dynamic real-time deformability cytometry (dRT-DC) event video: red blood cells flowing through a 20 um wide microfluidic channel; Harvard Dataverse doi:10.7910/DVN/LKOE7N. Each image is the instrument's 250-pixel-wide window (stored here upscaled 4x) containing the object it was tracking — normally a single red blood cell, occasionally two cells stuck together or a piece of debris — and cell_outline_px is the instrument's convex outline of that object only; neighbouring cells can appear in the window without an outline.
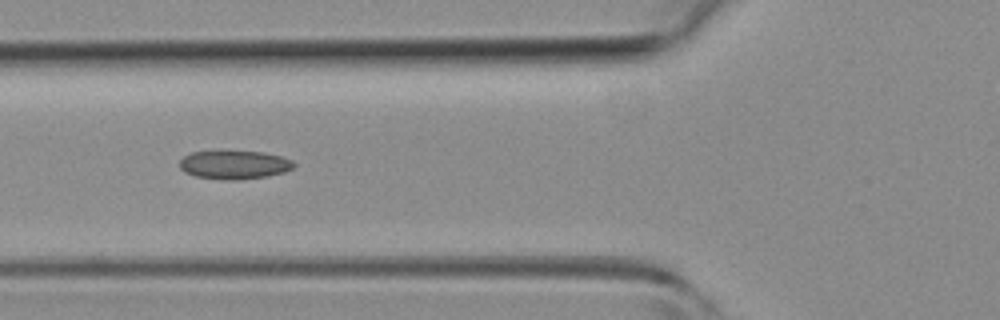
{"species": "common noctule bat (a hibernating species)", "species_latin": "Nyctalus noctula", "temperature_condition": "room temperature", "stored_images_in_passage": 5, "camera_frame_rate_fps": 3000, "um_per_image_px": 0.085, "animal": {"sex": "female", "body_mass_g": 19.3, "forearm_length_mm": 54.1}, "frame": {"image": 1, "passage_image": 4, "time_ms": 4.667, "image_size_px": [1000, 320], "cell_outline_px": [[296, 164], [292, 168], [284, 172], [268, 176], [236, 180], [228, 180], [196, 176], [184, 172], [180, 168], [180, 160], [184, 156], [192, 152], [264, 152], [280, 156], [292, 160]], "centroid_in_image_um": [19.93, 14.01], "position_along_channel_um": 105.9, "area_um2": 18.73}}
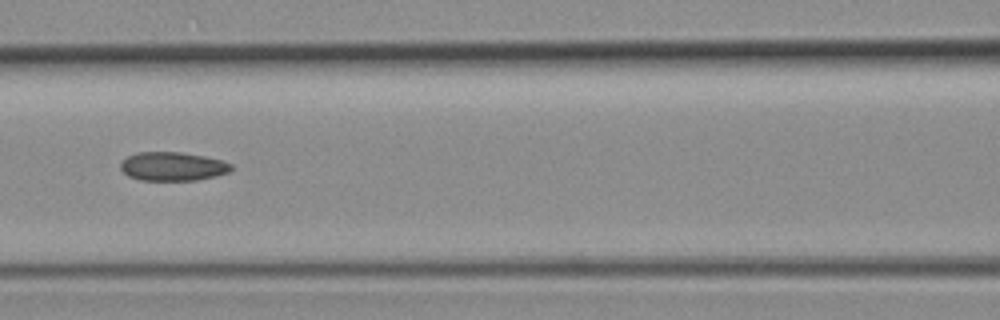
{"frame": {"image": 2, "passage_image": 5, "time_ms": 5.667, "image_size_px": [1000, 320], "cell_outline_px": [[232, 168], [228, 172], [216, 176], [196, 180], [140, 180], [128, 176], [120, 168], [120, 164], [128, 156], [136, 152], [180, 152], [204, 156], [220, 160], [232, 164]], "centroid_in_image_um": [14.66, 14.14], "position_along_channel_um": 151.9, "area_um2": 18.44}}